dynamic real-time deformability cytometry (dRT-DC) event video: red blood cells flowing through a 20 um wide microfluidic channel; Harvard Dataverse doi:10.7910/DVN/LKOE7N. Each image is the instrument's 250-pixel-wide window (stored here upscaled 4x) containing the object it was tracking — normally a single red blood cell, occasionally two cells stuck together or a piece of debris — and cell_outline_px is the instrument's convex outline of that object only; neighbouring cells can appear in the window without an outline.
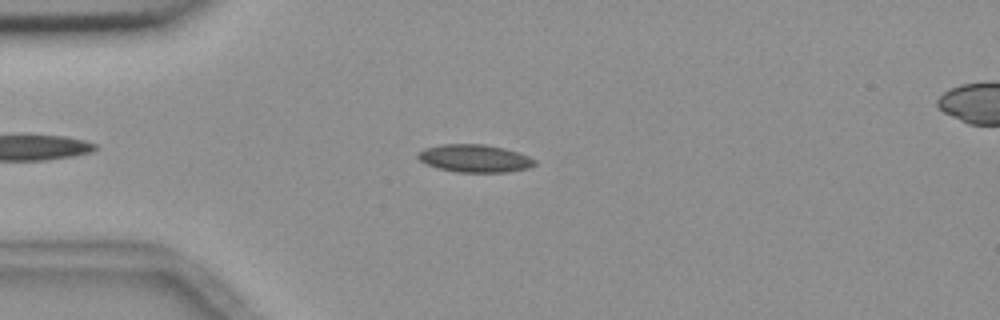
{"species": "common noctule bat (a hibernating species)", "species_latin": "Nyctalus noctula", "temperature_condition": "room temperature", "stored_images_in_passage": 50, "camera_frame_rate_fps": 3000, "um_per_image_px": 0.085, "animal": {"sex": "female", "body_mass_g": 18.4}, "frame": {"image": 1, "passage_image": 9, "time_ms": 2.667, "image_size_px": [1000, 320], "cell_outline_px": [[536, 164], [528, 168], [508, 172], [456, 172], [436, 168], [420, 160], [416, 156], [424, 148], [440, 144], [484, 144], [504, 148], [528, 156], [536, 160]], "centroid_in_image_um": [40.34, 13.46], "position_along_channel_um": 44.7, "area_um2": 18.84}}
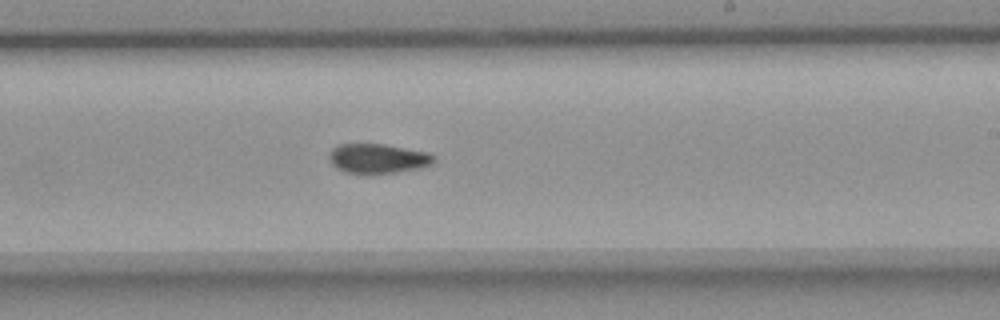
{"frame": {"image": 2, "passage_image": 28, "time_ms": 9.0, "image_size_px": [1000, 320], "cell_outline_px": [[436, 160], [432, 164], [420, 168], [396, 172], [344, 172], [336, 168], [328, 160], [328, 156], [332, 148], [340, 144], [384, 144], [428, 152], [436, 156]], "centroid_in_image_um": [32.13, 13.45], "position_along_channel_um": 256.9, "area_um2": 17.92}}
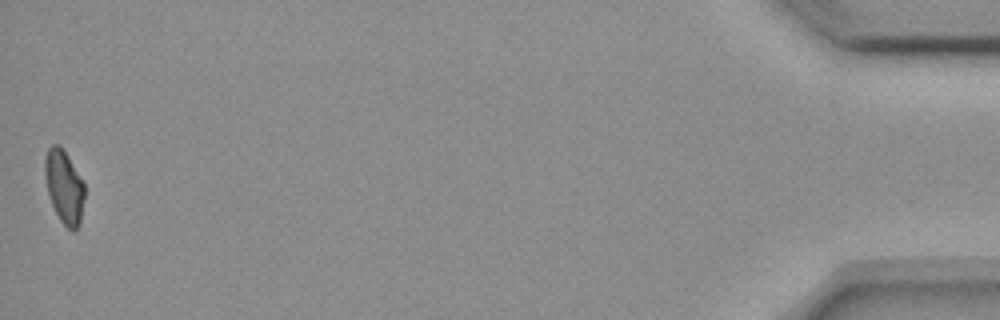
{"frame": {"image": 3, "passage_image": 50, "time_ms": 16.333, "image_size_px": [1000, 320], "cell_outline_px": [[84, 196], [80, 224], [72, 232], [60, 220], [52, 204], [48, 192], [44, 172], [44, 160], [48, 148], [52, 144], [60, 144], [64, 148], [84, 180]], "centroid_in_image_um": [5.46, 15.81], "position_along_channel_um": 429.7, "area_um2": 17.17}}